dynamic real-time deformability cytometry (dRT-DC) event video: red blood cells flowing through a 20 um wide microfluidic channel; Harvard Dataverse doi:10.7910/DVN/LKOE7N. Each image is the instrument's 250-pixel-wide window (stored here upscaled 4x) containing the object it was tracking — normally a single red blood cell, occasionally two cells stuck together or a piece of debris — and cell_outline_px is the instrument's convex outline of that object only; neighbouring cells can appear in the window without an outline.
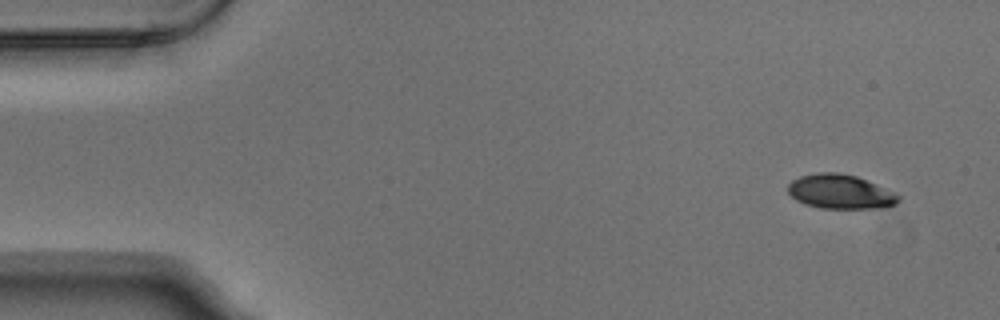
{"species": "Egyptian fruit bat (a non-hibernating species)", "species_latin": "Rousettus aegyptiacus", "temperature_condition": "warm", "stored_images_in_passage": 5, "camera_frame_rate_fps": 3000, "um_per_image_px": 0.085, "animal": {"sex": "male"}, "frame": {"image": 1, "passage_image": 1, "time_ms": 0.0, "image_size_px": [1000, 320], "cell_outline_px": [[900, 200], [896, 204], [888, 208], [820, 208], [804, 204], [796, 200], [788, 192], [788, 184], [792, 180], [800, 176], [816, 172], [836, 172], [856, 176], [892, 192], [900, 196]], "centroid_in_image_um": [71.4, 16.3], "position_along_channel_um": 13.6, "area_um2": 22.02}}
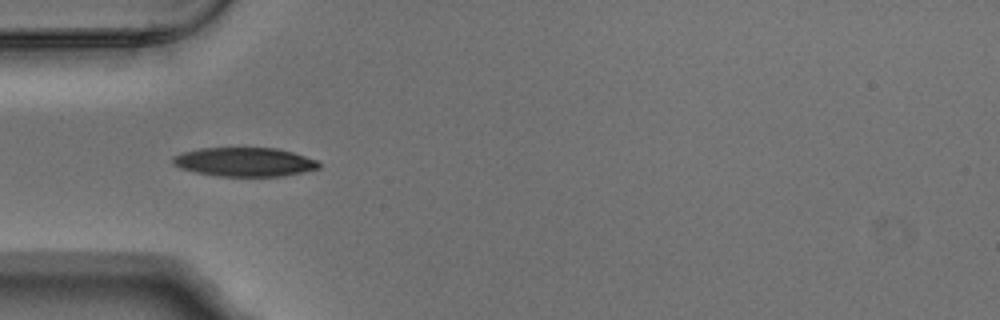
{"frame": {"image": 2, "passage_image": 4, "time_ms": 1.0, "image_size_px": [1000, 320], "cell_outline_px": [[320, 168], [304, 172], [284, 176], [216, 176], [196, 172], [180, 168], [172, 164], [172, 156], [184, 152], [200, 148], [276, 148], [292, 152], [316, 160], [320, 164]], "centroid_in_image_um": [20.77, 13.77], "position_along_channel_um": 64.2, "area_um2": 24.62}}
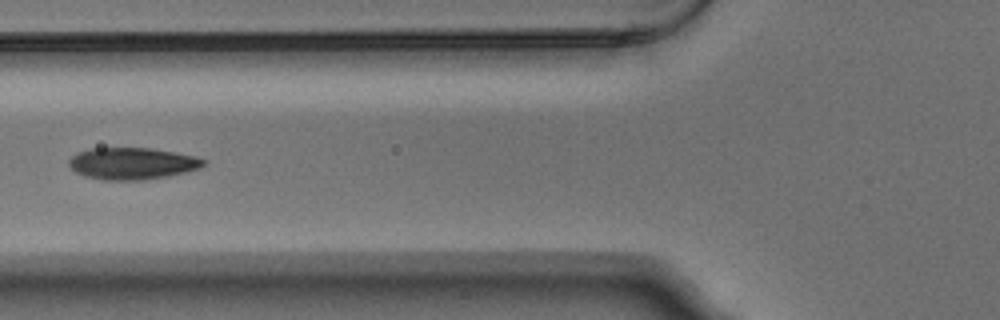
{"frame": {"image": 3, "passage_image": 5, "time_ms": 1.333, "image_size_px": [1000, 320], "cell_outline_px": [[208, 160], [200, 168], [168, 176], [144, 180], [104, 180], [84, 176], [76, 172], [68, 164], [68, 160], [76, 152], [92, 148], [152, 148], [196, 156]], "centroid_in_image_um": [11.24, 13.89], "position_along_channel_um": 114.6, "area_um2": 25.09}}